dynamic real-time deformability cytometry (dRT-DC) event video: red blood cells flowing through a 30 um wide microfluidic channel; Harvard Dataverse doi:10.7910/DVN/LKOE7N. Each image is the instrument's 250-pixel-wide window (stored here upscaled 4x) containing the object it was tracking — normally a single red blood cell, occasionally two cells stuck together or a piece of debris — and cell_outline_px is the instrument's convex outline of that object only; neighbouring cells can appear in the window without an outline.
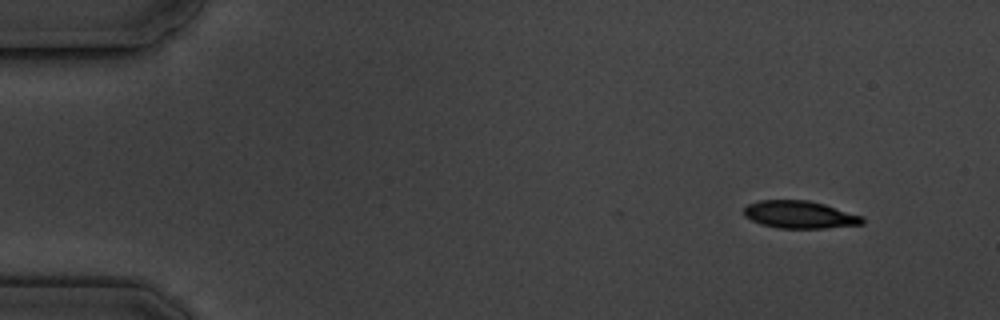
{"species": "common noctule bat (a hibernating species)", "species_latin": "Nyctalus noctula", "temperature_condition": "cold", "stored_images_in_passage": 4, "camera_frame_rate_fps": 3000, "um_per_image_px": 0.085, "animal": {"sex": "male", "body_mass_g": 19.5, "forearm_length_mm": 54.6}, "frame": {"image": 1, "passage_image": 1, "time_ms": 0.0, "image_size_px": [1000, 320], "cell_outline_px": [[864, 224], [824, 228], [780, 228], [760, 224], [744, 216], [744, 208], [748, 204], [760, 200], [808, 200], [824, 204], [864, 216]], "centroid_in_image_um": [67.99, 18.24], "position_along_channel_um": 17.0, "area_um2": 19.02}}